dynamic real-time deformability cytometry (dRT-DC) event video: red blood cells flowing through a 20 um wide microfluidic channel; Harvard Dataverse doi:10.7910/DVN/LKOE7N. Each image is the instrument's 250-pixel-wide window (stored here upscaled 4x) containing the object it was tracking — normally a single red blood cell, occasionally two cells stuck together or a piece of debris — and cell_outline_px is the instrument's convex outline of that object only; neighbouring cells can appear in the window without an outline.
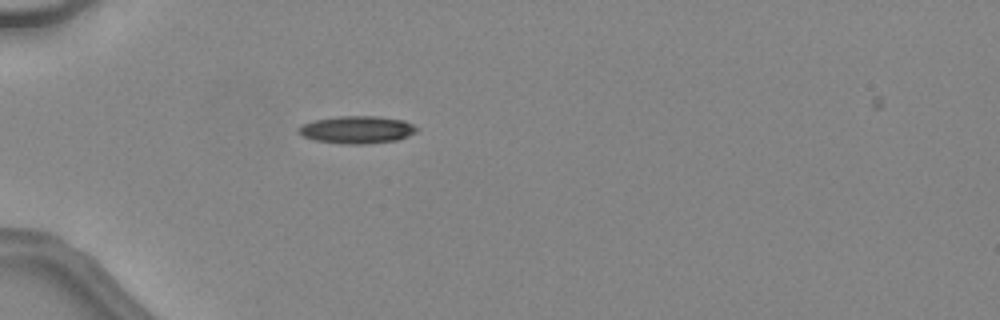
{"species": "common noctule bat (a hibernating species)", "species_latin": "Nyctalus noctula", "temperature_condition": "warm", "stored_images_in_passage": 32, "camera_frame_rate_fps": 3000, "um_per_image_px": 0.085, "animal": {"sex": "female", "body_mass_g": 24.6, "forearm_length_mm": 56.2}, "frame": {"image": 1, "passage_image": 1, "time_ms": 0.0, "image_size_px": [1000, 320], "cell_outline_px": [[420, 128], [416, 132], [408, 136], [396, 140], [360, 144], [348, 144], [316, 140], [304, 136], [296, 132], [296, 128], [304, 124], [316, 120], [340, 116], [376, 116], [404, 120]], "centroid_in_image_um": [30.37, 11.02], "position_along_channel_um": 54.6, "area_um2": 18.73}}
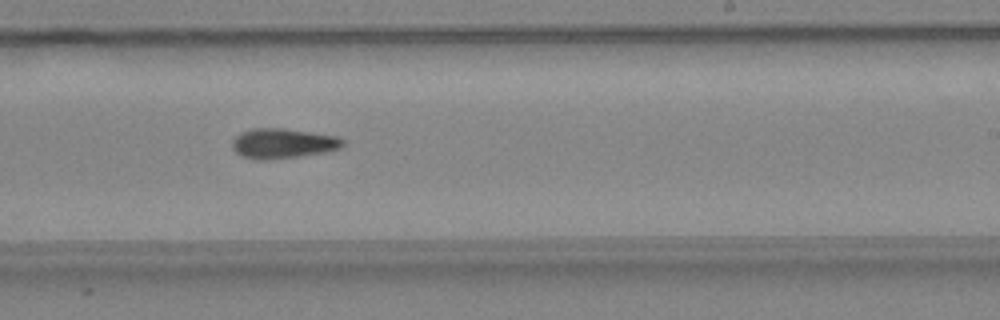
{"frame": {"image": 2, "passage_image": 16, "time_ms": 5.0, "image_size_px": [1000, 320], "cell_outline_px": [[344, 144], [340, 148], [324, 152], [268, 160], [260, 160], [240, 156], [232, 148], [232, 140], [240, 132], [252, 128], [280, 128], [336, 136], [344, 140]], "centroid_in_image_um": [23.99, 12.19], "position_along_channel_um": 265.0, "area_um2": 19.13}}
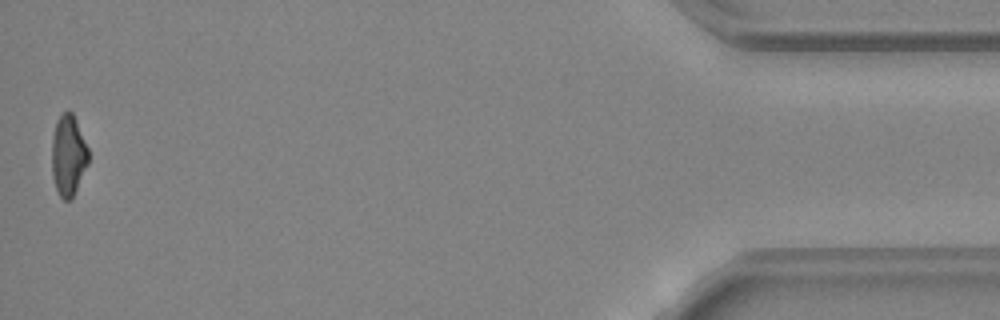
{"frame": {"image": 3, "passage_image": 32, "time_ms": 10.333, "image_size_px": [1000, 320], "cell_outline_px": [[88, 164], [72, 200], [64, 200], [60, 196], [56, 188], [52, 176], [52, 136], [56, 120], [64, 112], [72, 112], [76, 120], [88, 148]], "centroid_in_image_um": [5.8, 13.23], "position_along_channel_um": 429.4, "area_um2": 17.28}}